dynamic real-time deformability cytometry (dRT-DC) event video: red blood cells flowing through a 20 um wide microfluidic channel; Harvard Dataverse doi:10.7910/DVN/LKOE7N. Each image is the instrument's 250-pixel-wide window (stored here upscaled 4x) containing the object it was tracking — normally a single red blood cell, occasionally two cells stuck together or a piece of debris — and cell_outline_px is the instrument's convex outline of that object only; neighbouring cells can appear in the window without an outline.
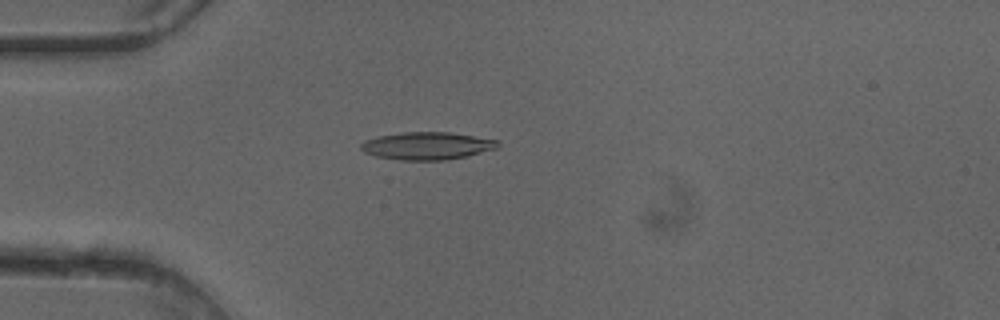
{"species": "common noctule bat (a hibernating species)", "species_latin": "Nyctalus noctula", "temperature_condition": "cold", "stored_images_in_passage": 50, "camera_frame_rate_fps": 3000, "um_per_image_px": 0.085, "animal": {"sex": "female"}, "frame": {"image": 1, "passage_image": 14, "time_ms": 4.333, "image_size_px": [1000, 320], "cell_outline_px": [[500, 144], [496, 148], [448, 160], [400, 160], [376, 156], [364, 152], [360, 148], [360, 144], [364, 140], [376, 136], [404, 132], [448, 132], [500, 140]], "centroid_in_image_um": [36.26, 12.39], "position_along_channel_um": 48.7, "area_um2": 21.96}}
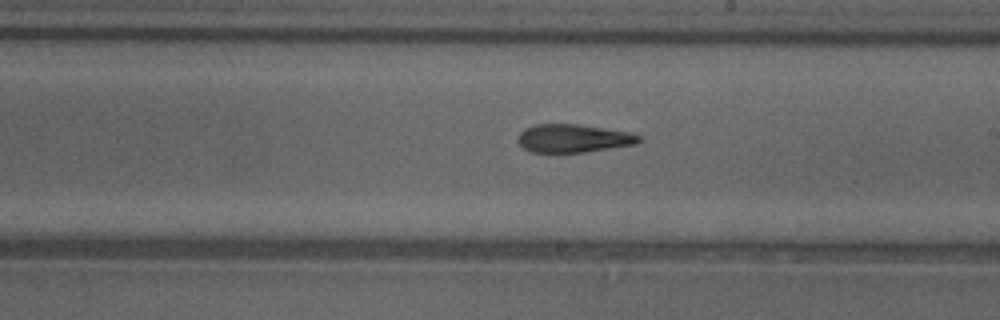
{"frame": {"image": 2, "passage_image": 29, "time_ms": 9.333, "image_size_px": [1000, 320], "cell_outline_px": [[640, 140], [636, 144], [584, 152], [532, 152], [524, 148], [516, 140], [520, 132], [524, 128], [536, 124], [576, 124], [628, 132], [640, 136]], "centroid_in_image_um": [48.68, 11.76], "position_along_channel_um": 240.3, "area_um2": 19.65}}
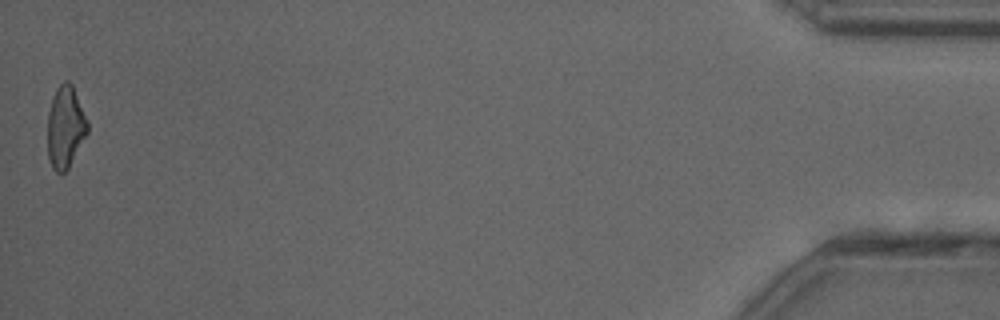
{"frame": {"image": 3, "passage_image": 50, "time_ms": 16.333, "image_size_px": [1000, 320], "cell_outline_px": [[88, 132], [68, 168], [60, 176], [52, 168], [48, 156], [48, 112], [52, 96], [56, 88], [64, 80], [68, 80], [72, 84], [88, 120]], "centroid_in_image_um": [5.55, 10.79], "position_along_channel_um": 429.6, "area_um2": 19.25}, "authors_computed_cell_mechanics": {"area_um2": 20.5768, "velocity_mm_per_s": 4.1176, "shape_relaxation_time_tau1_ms": null, "shape_relaxation_time_tau2_ms": 4.1729, "deformation_change_tau1": null, "deformation_change_tau2": 0.1523}}